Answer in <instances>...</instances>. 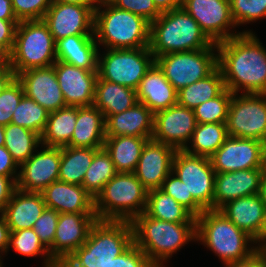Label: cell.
Masks as SVG:
<instances>
[{"instance_id": "6da1fadb", "label": "cell", "mask_w": 266, "mask_h": 267, "mask_svg": "<svg viewBox=\"0 0 266 267\" xmlns=\"http://www.w3.org/2000/svg\"><path fill=\"white\" fill-rule=\"evenodd\" d=\"M216 46L226 89L266 94V49L253 32L243 31Z\"/></svg>"}, {"instance_id": "7a4b0ae2", "label": "cell", "mask_w": 266, "mask_h": 267, "mask_svg": "<svg viewBox=\"0 0 266 267\" xmlns=\"http://www.w3.org/2000/svg\"><path fill=\"white\" fill-rule=\"evenodd\" d=\"M133 241L154 267L191 240H196V223H173L147 216L144 212L132 221Z\"/></svg>"}, {"instance_id": "3957f363", "label": "cell", "mask_w": 266, "mask_h": 267, "mask_svg": "<svg viewBox=\"0 0 266 267\" xmlns=\"http://www.w3.org/2000/svg\"><path fill=\"white\" fill-rule=\"evenodd\" d=\"M213 42L183 9L163 12L150 23L149 49L153 56L209 48Z\"/></svg>"}, {"instance_id": "277c9868", "label": "cell", "mask_w": 266, "mask_h": 267, "mask_svg": "<svg viewBox=\"0 0 266 267\" xmlns=\"http://www.w3.org/2000/svg\"><path fill=\"white\" fill-rule=\"evenodd\" d=\"M94 37L107 49L149 48L150 22L112 3L102 4L94 11Z\"/></svg>"}, {"instance_id": "5b68a950", "label": "cell", "mask_w": 266, "mask_h": 267, "mask_svg": "<svg viewBox=\"0 0 266 267\" xmlns=\"http://www.w3.org/2000/svg\"><path fill=\"white\" fill-rule=\"evenodd\" d=\"M133 242L131 221L97 220L86 242L57 267H97V258L112 260Z\"/></svg>"}, {"instance_id": "8992f818", "label": "cell", "mask_w": 266, "mask_h": 267, "mask_svg": "<svg viewBox=\"0 0 266 267\" xmlns=\"http://www.w3.org/2000/svg\"><path fill=\"white\" fill-rule=\"evenodd\" d=\"M196 240L216 253L225 265L245 260L257 251L254 246L247 247L254 240L220 210H205L196 218Z\"/></svg>"}, {"instance_id": "52a82bcc", "label": "cell", "mask_w": 266, "mask_h": 267, "mask_svg": "<svg viewBox=\"0 0 266 267\" xmlns=\"http://www.w3.org/2000/svg\"><path fill=\"white\" fill-rule=\"evenodd\" d=\"M148 190L134 173H117L94 200L98 220L132 221L146 208Z\"/></svg>"}, {"instance_id": "ba28073f", "label": "cell", "mask_w": 266, "mask_h": 267, "mask_svg": "<svg viewBox=\"0 0 266 267\" xmlns=\"http://www.w3.org/2000/svg\"><path fill=\"white\" fill-rule=\"evenodd\" d=\"M56 61V42L48 25L43 20L20 21L11 52L15 75L31 68L52 66Z\"/></svg>"}, {"instance_id": "9c48e42d", "label": "cell", "mask_w": 266, "mask_h": 267, "mask_svg": "<svg viewBox=\"0 0 266 267\" xmlns=\"http://www.w3.org/2000/svg\"><path fill=\"white\" fill-rule=\"evenodd\" d=\"M215 49L217 46L213 43L206 49L168 53L156 57L155 63L178 92L207 77L218 67V54L214 53Z\"/></svg>"}, {"instance_id": "30bf717a", "label": "cell", "mask_w": 266, "mask_h": 267, "mask_svg": "<svg viewBox=\"0 0 266 267\" xmlns=\"http://www.w3.org/2000/svg\"><path fill=\"white\" fill-rule=\"evenodd\" d=\"M98 55V77L137 90L147 71L155 63L149 48L107 49Z\"/></svg>"}, {"instance_id": "8fae6325", "label": "cell", "mask_w": 266, "mask_h": 267, "mask_svg": "<svg viewBox=\"0 0 266 267\" xmlns=\"http://www.w3.org/2000/svg\"><path fill=\"white\" fill-rule=\"evenodd\" d=\"M233 93L227 118L228 136L266 140V94Z\"/></svg>"}, {"instance_id": "7c38bea8", "label": "cell", "mask_w": 266, "mask_h": 267, "mask_svg": "<svg viewBox=\"0 0 266 267\" xmlns=\"http://www.w3.org/2000/svg\"><path fill=\"white\" fill-rule=\"evenodd\" d=\"M172 172L184 182L188 196H192L205 210H213L216 172L208 157L177 150L173 157Z\"/></svg>"}, {"instance_id": "4fadbf2b", "label": "cell", "mask_w": 266, "mask_h": 267, "mask_svg": "<svg viewBox=\"0 0 266 267\" xmlns=\"http://www.w3.org/2000/svg\"><path fill=\"white\" fill-rule=\"evenodd\" d=\"M182 8L199 24L200 29L213 43L242 33L229 31V28L236 26L231 16L230 0H185Z\"/></svg>"}, {"instance_id": "5bb4252c", "label": "cell", "mask_w": 266, "mask_h": 267, "mask_svg": "<svg viewBox=\"0 0 266 267\" xmlns=\"http://www.w3.org/2000/svg\"><path fill=\"white\" fill-rule=\"evenodd\" d=\"M197 121L194 111L178 103L154 113L152 140L184 150L191 140Z\"/></svg>"}, {"instance_id": "9a60e30c", "label": "cell", "mask_w": 266, "mask_h": 267, "mask_svg": "<svg viewBox=\"0 0 266 267\" xmlns=\"http://www.w3.org/2000/svg\"><path fill=\"white\" fill-rule=\"evenodd\" d=\"M209 159L216 173L263 168V142L228 136Z\"/></svg>"}, {"instance_id": "2e32d148", "label": "cell", "mask_w": 266, "mask_h": 267, "mask_svg": "<svg viewBox=\"0 0 266 267\" xmlns=\"http://www.w3.org/2000/svg\"><path fill=\"white\" fill-rule=\"evenodd\" d=\"M33 153L19 167L16 188L26 192H42L52 182L58 181L61 147L45 146Z\"/></svg>"}, {"instance_id": "e0dca14e", "label": "cell", "mask_w": 266, "mask_h": 267, "mask_svg": "<svg viewBox=\"0 0 266 267\" xmlns=\"http://www.w3.org/2000/svg\"><path fill=\"white\" fill-rule=\"evenodd\" d=\"M97 220L95 213H59L54 242L48 250L51 258L57 264L67 259L86 242Z\"/></svg>"}, {"instance_id": "ac0fdd59", "label": "cell", "mask_w": 266, "mask_h": 267, "mask_svg": "<svg viewBox=\"0 0 266 267\" xmlns=\"http://www.w3.org/2000/svg\"><path fill=\"white\" fill-rule=\"evenodd\" d=\"M43 21L55 42L73 35H94V10L88 6L52 3Z\"/></svg>"}, {"instance_id": "d6986e66", "label": "cell", "mask_w": 266, "mask_h": 267, "mask_svg": "<svg viewBox=\"0 0 266 267\" xmlns=\"http://www.w3.org/2000/svg\"><path fill=\"white\" fill-rule=\"evenodd\" d=\"M16 78L22 84L24 94L47 111L66 107L53 65L27 69L18 73Z\"/></svg>"}, {"instance_id": "ffe728a7", "label": "cell", "mask_w": 266, "mask_h": 267, "mask_svg": "<svg viewBox=\"0 0 266 267\" xmlns=\"http://www.w3.org/2000/svg\"><path fill=\"white\" fill-rule=\"evenodd\" d=\"M53 66L66 106L93 105L97 71H88L63 61H56Z\"/></svg>"}, {"instance_id": "44dd1931", "label": "cell", "mask_w": 266, "mask_h": 267, "mask_svg": "<svg viewBox=\"0 0 266 267\" xmlns=\"http://www.w3.org/2000/svg\"><path fill=\"white\" fill-rule=\"evenodd\" d=\"M177 150L167 144L148 140L142 149L134 174L148 190L159 189L172 172V162Z\"/></svg>"}, {"instance_id": "7402d4cb", "label": "cell", "mask_w": 266, "mask_h": 267, "mask_svg": "<svg viewBox=\"0 0 266 267\" xmlns=\"http://www.w3.org/2000/svg\"><path fill=\"white\" fill-rule=\"evenodd\" d=\"M264 168L216 173L213 210H219L227 202L244 196L259 194Z\"/></svg>"}, {"instance_id": "603a6c76", "label": "cell", "mask_w": 266, "mask_h": 267, "mask_svg": "<svg viewBox=\"0 0 266 267\" xmlns=\"http://www.w3.org/2000/svg\"><path fill=\"white\" fill-rule=\"evenodd\" d=\"M154 113L142 102L105 118V137L135 136L152 138Z\"/></svg>"}, {"instance_id": "cb8c5ba5", "label": "cell", "mask_w": 266, "mask_h": 267, "mask_svg": "<svg viewBox=\"0 0 266 267\" xmlns=\"http://www.w3.org/2000/svg\"><path fill=\"white\" fill-rule=\"evenodd\" d=\"M47 208L59 213H95L94 199L81 185L52 182L41 192Z\"/></svg>"}, {"instance_id": "d4e9b609", "label": "cell", "mask_w": 266, "mask_h": 267, "mask_svg": "<svg viewBox=\"0 0 266 267\" xmlns=\"http://www.w3.org/2000/svg\"><path fill=\"white\" fill-rule=\"evenodd\" d=\"M45 208L41 192H26L16 188L2 213L12 232L33 228Z\"/></svg>"}, {"instance_id": "484cf974", "label": "cell", "mask_w": 266, "mask_h": 267, "mask_svg": "<svg viewBox=\"0 0 266 267\" xmlns=\"http://www.w3.org/2000/svg\"><path fill=\"white\" fill-rule=\"evenodd\" d=\"M136 93L137 101L142 102L153 113L177 104V91L156 63L144 75Z\"/></svg>"}, {"instance_id": "4316f807", "label": "cell", "mask_w": 266, "mask_h": 267, "mask_svg": "<svg viewBox=\"0 0 266 267\" xmlns=\"http://www.w3.org/2000/svg\"><path fill=\"white\" fill-rule=\"evenodd\" d=\"M219 210L253 240L257 238L265 210L259 194L231 200Z\"/></svg>"}, {"instance_id": "83f0119b", "label": "cell", "mask_w": 266, "mask_h": 267, "mask_svg": "<svg viewBox=\"0 0 266 267\" xmlns=\"http://www.w3.org/2000/svg\"><path fill=\"white\" fill-rule=\"evenodd\" d=\"M94 35H73L56 41L57 61L97 71L98 47Z\"/></svg>"}, {"instance_id": "f1b7e54d", "label": "cell", "mask_w": 266, "mask_h": 267, "mask_svg": "<svg viewBox=\"0 0 266 267\" xmlns=\"http://www.w3.org/2000/svg\"><path fill=\"white\" fill-rule=\"evenodd\" d=\"M105 139L103 113L94 105L77 107L74 132L67 146L101 149Z\"/></svg>"}, {"instance_id": "f546056e", "label": "cell", "mask_w": 266, "mask_h": 267, "mask_svg": "<svg viewBox=\"0 0 266 267\" xmlns=\"http://www.w3.org/2000/svg\"><path fill=\"white\" fill-rule=\"evenodd\" d=\"M136 102H138L136 90L97 78L93 105L105 118L108 115L124 112Z\"/></svg>"}, {"instance_id": "4dcf8cb0", "label": "cell", "mask_w": 266, "mask_h": 267, "mask_svg": "<svg viewBox=\"0 0 266 267\" xmlns=\"http://www.w3.org/2000/svg\"><path fill=\"white\" fill-rule=\"evenodd\" d=\"M149 139L135 136L106 137L104 148L110 154L118 173H134L141 152Z\"/></svg>"}, {"instance_id": "1f68e13d", "label": "cell", "mask_w": 266, "mask_h": 267, "mask_svg": "<svg viewBox=\"0 0 266 267\" xmlns=\"http://www.w3.org/2000/svg\"><path fill=\"white\" fill-rule=\"evenodd\" d=\"M77 119V107L66 106L49 113L46 127L41 135V144L64 147L72 138Z\"/></svg>"}, {"instance_id": "d6a6232c", "label": "cell", "mask_w": 266, "mask_h": 267, "mask_svg": "<svg viewBox=\"0 0 266 267\" xmlns=\"http://www.w3.org/2000/svg\"><path fill=\"white\" fill-rule=\"evenodd\" d=\"M144 213L167 222L196 223V218L186 208L160 188L148 191Z\"/></svg>"}, {"instance_id": "836d02e7", "label": "cell", "mask_w": 266, "mask_h": 267, "mask_svg": "<svg viewBox=\"0 0 266 267\" xmlns=\"http://www.w3.org/2000/svg\"><path fill=\"white\" fill-rule=\"evenodd\" d=\"M225 89L222 71L217 67L207 77L198 80L177 92V103L189 109L217 97Z\"/></svg>"}, {"instance_id": "e575fe53", "label": "cell", "mask_w": 266, "mask_h": 267, "mask_svg": "<svg viewBox=\"0 0 266 267\" xmlns=\"http://www.w3.org/2000/svg\"><path fill=\"white\" fill-rule=\"evenodd\" d=\"M98 148L61 147L59 178L61 182L81 185L86 171L92 163Z\"/></svg>"}, {"instance_id": "d590c367", "label": "cell", "mask_w": 266, "mask_h": 267, "mask_svg": "<svg viewBox=\"0 0 266 267\" xmlns=\"http://www.w3.org/2000/svg\"><path fill=\"white\" fill-rule=\"evenodd\" d=\"M228 137L226 123H197L192 138L184 150L187 153L210 158ZM193 150V151H192Z\"/></svg>"}, {"instance_id": "8d00e7d4", "label": "cell", "mask_w": 266, "mask_h": 267, "mask_svg": "<svg viewBox=\"0 0 266 267\" xmlns=\"http://www.w3.org/2000/svg\"><path fill=\"white\" fill-rule=\"evenodd\" d=\"M4 134V147L18 166L33 155V152H37L36 148L41 144V136L38 133L13 123L5 126Z\"/></svg>"}, {"instance_id": "74e56055", "label": "cell", "mask_w": 266, "mask_h": 267, "mask_svg": "<svg viewBox=\"0 0 266 267\" xmlns=\"http://www.w3.org/2000/svg\"><path fill=\"white\" fill-rule=\"evenodd\" d=\"M117 173L110 154L103 147L94 154L92 163L85 173L82 186L95 200L102 192L105 184H107Z\"/></svg>"}, {"instance_id": "f35d334b", "label": "cell", "mask_w": 266, "mask_h": 267, "mask_svg": "<svg viewBox=\"0 0 266 267\" xmlns=\"http://www.w3.org/2000/svg\"><path fill=\"white\" fill-rule=\"evenodd\" d=\"M49 113L33 99L24 95L13 112L11 123L30 129L41 136L46 127Z\"/></svg>"}, {"instance_id": "ab89813d", "label": "cell", "mask_w": 266, "mask_h": 267, "mask_svg": "<svg viewBox=\"0 0 266 267\" xmlns=\"http://www.w3.org/2000/svg\"><path fill=\"white\" fill-rule=\"evenodd\" d=\"M9 248H12L23 256L45 255L44 267H57V263L51 258L48 250L40 242L38 235L32 228L10 232Z\"/></svg>"}, {"instance_id": "60d3db41", "label": "cell", "mask_w": 266, "mask_h": 267, "mask_svg": "<svg viewBox=\"0 0 266 267\" xmlns=\"http://www.w3.org/2000/svg\"><path fill=\"white\" fill-rule=\"evenodd\" d=\"M232 94L225 88L217 97L193 109L197 123H227Z\"/></svg>"}, {"instance_id": "b9f144b4", "label": "cell", "mask_w": 266, "mask_h": 267, "mask_svg": "<svg viewBox=\"0 0 266 267\" xmlns=\"http://www.w3.org/2000/svg\"><path fill=\"white\" fill-rule=\"evenodd\" d=\"M171 172L163 181L161 190L173 197L180 205L186 208L195 218L205 209L192 197L188 196L187 188L179 177Z\"/></svg>"}, {"instance_id": "7bdbcfd3", "label": "cell", "mask_w": 266, "mask_h": 267, "mask_svg": "<svg viewBox=\"0 0 266 267\" xmlns=\"http://www.w3.org/2000/svg\"><path fill=\"white\" fill-rule=\"evenodd\" d=\"M230 8L236 26L266 18V0H230Z\"/></svg>"}, {"instance_id": "ee69618b", "label": "cell", "mask_w": 266, "mask_h": 267, "mask_svg": "<svg viewBox=\"0 0 266 267\" xmlns=\"http://www.w3.org/2000/svg\"><path fill=\"white\" fill-rule=\"evenodd\" d=\"M22 84L15 78L0 93V124L7 126L12 121L13 112L24 96Z\"/></svg>"}, {"instance_id": "f6af8a7d", "label": "cell", "mask_w": 266, "mask_h": 267, "mask_svg": "<svg viewBox=\"0 0 266 267\" xmlns=\"http://www.w3.org/2000/svg\"><path fill=\"white\" fill-rule=\"evenodd\" d=\"M97 267H154L147 255L134 242L120 255L112 260L96 259Z\"/></svg>"}, {"instance_id": "bcb514c9", "label": "cell", "mask_w": 266, "mask_h": 267, "mask_svg": "<svg viewBox=\"0 0 266 267\" xmlns=\"http://www.w3.org/2000/svg\"><path fill=\"white\" fill-rule=\"evenodd\" d=\"M12 9L20 21L43 20L51 0H11Z\"/></svg>"}, {"instance_id": "7dc6e473", "label": "cell", "mask_w": 266, "mask_h": 267, "mask_svg": "<svg viewBox=\"0 0 266 267\" xmlns=\"http://www.w3.org/2000/svg\"><path fill=\"white\" fill-rule=\"evenodd\" d=\"M58 218L59 212L46 207L32 228L47 250L53 245Z\"/></svg>"}, {"instance_id": "c3c4849f", "label": "cell", "mask_w": 266, "mask_h": 267, "mask_svg": "<svg viewBox=\"0 0 266 267\" xmlns=\"http://www.w3.org/2000/svg\"><path fill=\"white\" fill-rule=\"evenodd\" d=\"M112 4L119 9L142 16L150 23L162 14L153 0H114Z\"/></svg>"}, {"instance_id": "681fc988", "label": "cell", "mask_w": 266, "mask_h": 267, "mask_svg": "<svg viewBox=\"0 0 266 267\" xmlns=\"http://www.w3.org/2000/svg\"><path fill=\"white\" fill-rule=\"evenodd\" d=\"M18 24V20L0 19V44L3 45L10 53L12 52L14 46L15 31Z\"/></svg>"}, {"instance_id": "f907efd6", "label": "cell", "mask_w": 266, "mask_h": 267, "mask_svg": "<svg viewBox=\"0 0 266 267\" xmlns=\"http://www.w3.org/2000/svg\"><path fill=\"white\" fill-rule=\"evenodd\" d=\"M18 167L10 152L4 146H0V175L11 177L17 182L18 175H16V170H18Z\"/></svg>"}, {"instance_id": "816d5d0a", "label": "cell", "mask_w": 266, "mask_h": 267, "mask_svg": "<svg viewBox=\"0 0 266 267\" xmlns=\"http://www.w3.org/2000/svg\"><path fill=\"white\" fill-rule=\"evenodd\" d=\"M15 189L16 182L11 177L0 175V213L4 211Z\"/></svg>"}, {"instance_id": "f5cc1de1", "label": "cell", "mask_w": 266, "mask_h": 267, "mask_svg": "<svg viewBox=\"0 0 266 267\" xmlns=\"http://www.w3.org/2000/svg\"><path fill=\"white\" fill-rule=\"evenodd\" d=\"M226 267H266V259L260 250H257L249 258L227 264Z\"/></svg>"}, {"instance_id": "db71d44e", "label": "cell", "mask_w": 266, "mask_h": 267, "mask_svg": "<svg viewBox=\"0 0 266 267\" xmlns=\"http://www.w3.org/2000/svg\"><path fill=\"white\" fill-rule=\"evenodd\" d=\"M9 235L10 230L9 226L7 225L5 216L3 213H0V252L6 254L9 248Z\"/></svg>"}, {"instance_id": "11a10c76", "label": "cell", "mask_w": 266, "mask_h": 267, "mask_svg": "<svg viewBox=\"0 0 266 267\" xmlns=\"http://www.w3.org/2000/svg\"><path fill=\"white\" fill-rule=\"evenodd\" d=\"M156 8L161 12H168L182 8L185 0H153Z\"/></svg>"}, {"instance_id": "9f6ffc18", "label": "cell", "mask_w": 266, "mask_h": 267, "mask_svg": "<svg viewBox=\"0 0 266 267\" xmlns=\"http://www.w3.org/2000/svg\"><path fill=\"white\" fill-rule=\"evenodd\" d=\"M16 78L11 67L0 69V93Z\"/></svg>"}, {"instance_id": "6f0895ef", "label": "cell", "mask_w": 266, "mask_h": 267, "mask_svg": "<svg viewBox=\"0 0 266 267\" xmlns=\"http://www.w3.org/2000/svg\"><path fill=\"white\" fill-rule=\"evenodd\" d=\"M0 19L1 20H17L11 0H0Z\"/></svg>"}, {"instance_id": "680465c9", "label": "cell", "mask_w": 266, "mask_h": 267, "mask_svg": "<svg viewBox=\"0 0 266 267\" xmlns=\"http://www.w3.org/2000/svg\"><path fill=\"white\" fill-rule=\"evenodd\" d=\"M257 242H258V245L259 243H261L259 246L256 247L257 250H260L266 247V207L264 210L263 223H262L261 229L258 233L257 238L254 240L255 244H257Z\"/></svg>"}, {"instance_id": "91938a15", "label": "cell", "mask_w": 266, "mask_h": 267, "mask_svg": "<svg viewBox=\"0 0 266 267\" xmlns=\"http://www.w3.org/2000/svg\"><path fill=\"white\" fill-rule=\"evenodd\" d=\"M52 3H67V4H76V5H83V6H88L92 8L94 11L98 7L95 5L94 0H51Z\"/></svg>"}, {"instance_id": "94428289", "label": "cell", "mask_w": 266, "mask_h": 267, "mask_svg": "<svg viewBox=\"0 0 266 267\" xmlns=\"http://www.w3.org/2000/svg\"><path fill=\"white\" fill-rule=\"evenodd\" d=\"M11 67V53L0 44V69Z\"/></svg>"}, {"instance_id": "6125c7cd", "label": "cell", "mask_w": 266, "mask_h": 267, "mask_svg": "<svg viewBox=\"0 0 266 267\" xmlns=\"http://www.w3.org/2000/svg\"><path fill=\"white\" fill-rule=\"evenodd\" d=\"M259 195L266 207V169H264L262 173Z\"/></svg>"}, {"instance_id": "be15d7a7", "label": "cell", "mask_w": 266, "mask_h": 267, "mask_svg": "<svg viewBox=\"0 0 266 267\" xmlns=\"http://www.w3.org/2000/svg\"><path fill=\"white\" fill-rule=\"evenodd\" d=\"M5 126L0 124V146H4L5 141Z\"/></svg>"}, {"instance_id": "e7e4bbea", "label": "cell", "mask_w": 266, "mask_h": 267, "mask_svg": "<svg viewBox=\"0 0 266 267\" xmlns=\"http://www.w3.org/2000/svg\"><path fill=\"white\" fill-rule=\"evenodd\" d=\"M263 168L266 169V140L263 141Z\"/></svg>"}, {"instance_id": "03108f58", "label": "cell", "mask_w": 266, "mask_h": 267, "mask_svg": "<svg viewBox=\"0 0 266 267\" xmlns=\"http://www.w3.org/2000/svg\"><path fill=\"white\" fill-rule=\"evenodd\" d=\"M96 5H102V4H107V3H112L114 0H94Z\"/></svg>"}, {"instance_id": "003e7915", "label": "cell", "mask_w": 266, "mask_h": 267, "mask_svg": "<svg viewBox=\"0 0 266 267\" xmlns=\"http://www.w3.org/2000/svg\"><path fill=\"white\" fill-rule=\"evenodd\" d=\"M260 251H261V253L263 254V256L265 257V259H266V247L260 249Z\"/></svg>"}, {"instance_id": "a7ac6f4b", "label": "cell", "mask_w": 266, "mask_h": 267, "mask_svg": "<svg viewBox=\"0 0 266 267\" xmlns=\"http://www.w3.org/2000/svg\"><path fill=\"white\" fill-rule=\"evenodd\" d=\"M0 258H1V256H0ZM0 267H3L1 259H0Z\"/></svg>"}]
</instances>
